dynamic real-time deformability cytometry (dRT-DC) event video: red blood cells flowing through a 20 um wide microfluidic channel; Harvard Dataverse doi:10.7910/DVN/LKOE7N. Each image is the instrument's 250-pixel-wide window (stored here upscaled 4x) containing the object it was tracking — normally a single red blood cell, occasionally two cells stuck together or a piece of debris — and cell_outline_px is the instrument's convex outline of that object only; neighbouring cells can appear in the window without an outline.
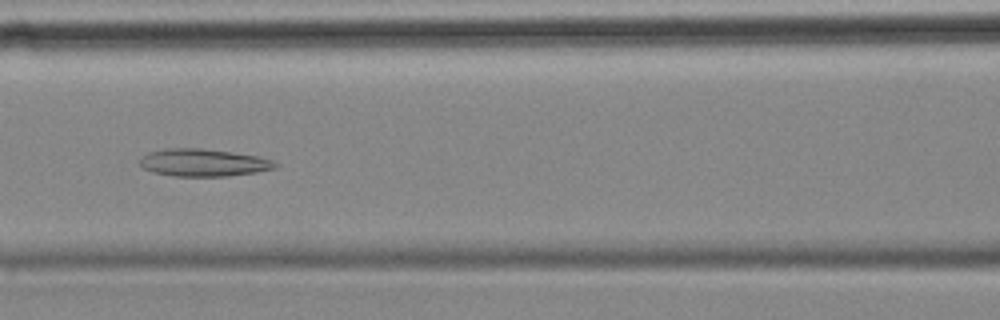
{"species": "common noctule bat (a hibernating species)", "species_latin": "Nyctalus noctula", "temperature_condition": "cold", "stored_images_in_passage": 53, "camera_frame_rate_fps": 3000, "um_per_image_px": 0.085, "animal": {"sex": "female", "body_mass_g": 18.4}, "frame": {"image": 1, "passage_image": 20, "time_ms": 6.333, "image_size_px": [1000, 320], "cell_outline_px": [[280, 164], [276, 168], [256, 172], [228, 176], [176, 176], [152, 172], [144, 168], [140, 164], [140, 160], [148, 152], [164, 148], [200, 148], [232, 152], [260, 156], [272, 160]], "centroid_in_image_um": [17.32, 13.82], "position_along_channel_um": 149.3, "area_um2": 21.73}}
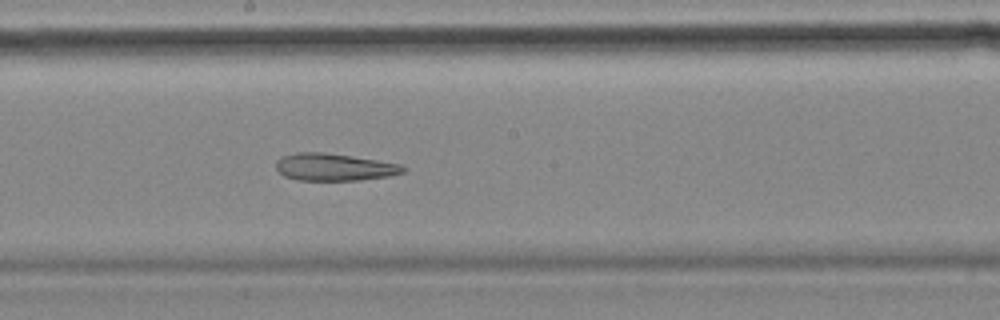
{"frame": {"image": 2, "passage_image": 26, "time_ms": 8.333, "image_size_px": [1000, 320], "cell_outline_px": [[408, 168], [404, 172], [388, 176], [360, 180], [296, 180], [284, 176], [276, 168], [276, 160], [280, 156], [296, 152], [324, 152], [352, 156], [400, 164]], "centroid_in_image_um": [28.38, 14.2], "position_along_channel_um": 219.8, "area_um2": 20.29}}
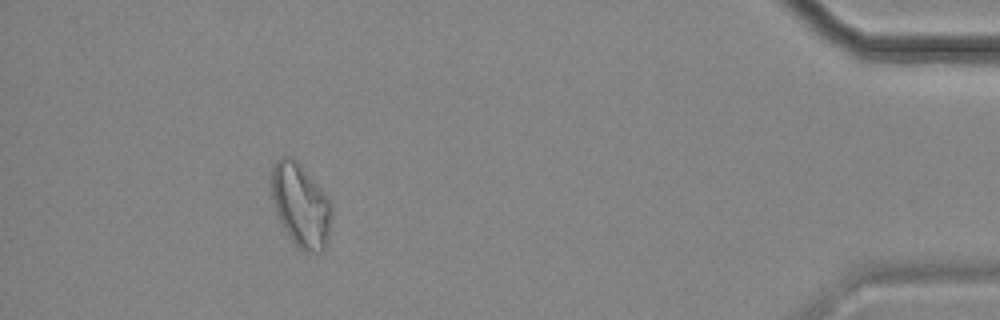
{"frame": {"image": 3, "passage_image": 47, "time_ms": 15.333, "image_size_px": [1000, 320], "cell_outline_px": [[332, 216], [328, 240], [324, 252], [308, 252], [296, 248], [288, 236], [276, 212], [272, 196], [268, 172], [276, 160], [280, 156], [292, 156], [296, 160], [328, 196], [332, 208]], "centroid_in_image_um": [25.54, 17.44], "position_along_channel_um": 409.7, "area_um2": 29.88}, "authors_computed_cell_mechanics": {"area_um2": 25.432, "velocity_mm_per_s": 3.5484, "shape_relaxation_time_tau1_ms": null, "shape_relaxation_time_tau2_ms": 9.766, "deformation_change_tau1": null, "deformation_change_tau2": 0.2197}}